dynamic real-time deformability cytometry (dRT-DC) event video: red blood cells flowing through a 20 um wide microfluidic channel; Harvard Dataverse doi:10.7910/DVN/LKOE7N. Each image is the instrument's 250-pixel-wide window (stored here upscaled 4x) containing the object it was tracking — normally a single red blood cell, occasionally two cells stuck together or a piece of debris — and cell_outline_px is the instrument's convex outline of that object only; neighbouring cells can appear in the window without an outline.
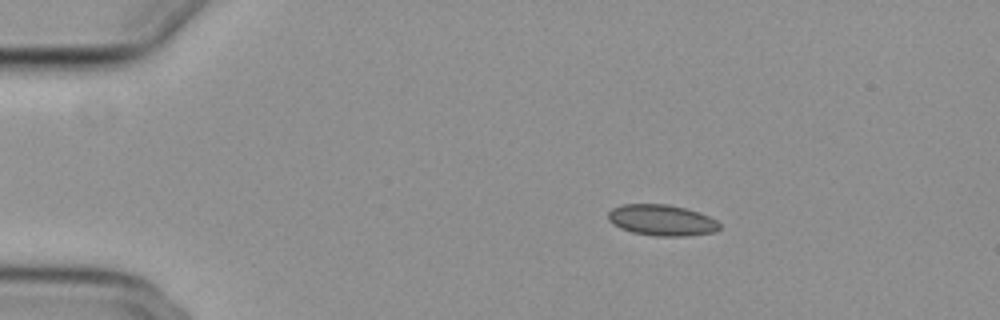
{"species": "common noctule bat (a hibernating species)", "species_latin": "Nyctalus noctula", "temperature_condition": "cold", "stored_images_in_passage": 26, "camera_frame_rate_fps": 3000, "um_per_image_px": 0.085, "animal": {"sex": "female", "body_mass_g": 29.2, "forearm_length_mm": 56.3}, "frame": {"image": 1, "passage_image": 4, "time_ms": 1.0, "image_size_px": [1000, 320], "cell_outline_px": [[720, 228], [716, 232], [688, 236], [656, 236], [632, 232], [620, 228], [612, 224], [608, 220], [608, 212], [612, 208], [624, 204], [668, 204], [700, 212], [716, 220], [720, 224]], "centroid_in_image_um": [56.25, 18.72], "position_along_channel_um": 28.7, "area_um2": 20.29}}
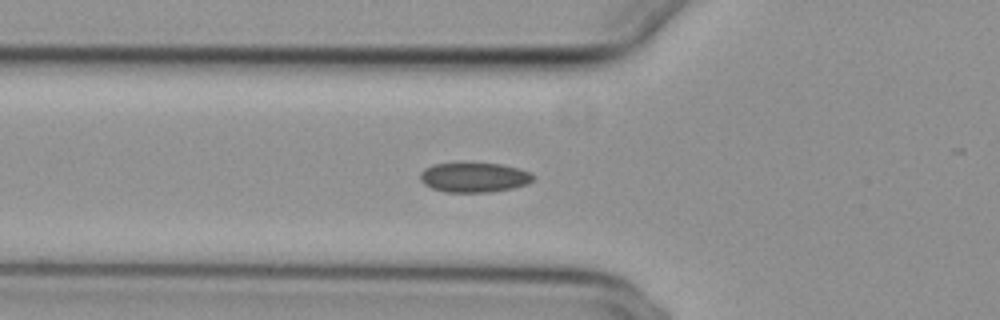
{"frame": {"image": 2, "passage_image": 14, "time_ms": 4.333, "image_size_px": [1000, 320], "cell_outline_px": [[536, 176], [528, 184], [512, 188], [488, 192], [444, 192], [432, 188], [424, 184], [420, 180], [420, 172], [424, 168], [432, 164], [464, 160], [500, 164], [516, 168], [528, 172]], "centroid_in_image_um": [40.23, 15.03], "position_along_channel_um": 85.6, "area_um2": 20.29}}
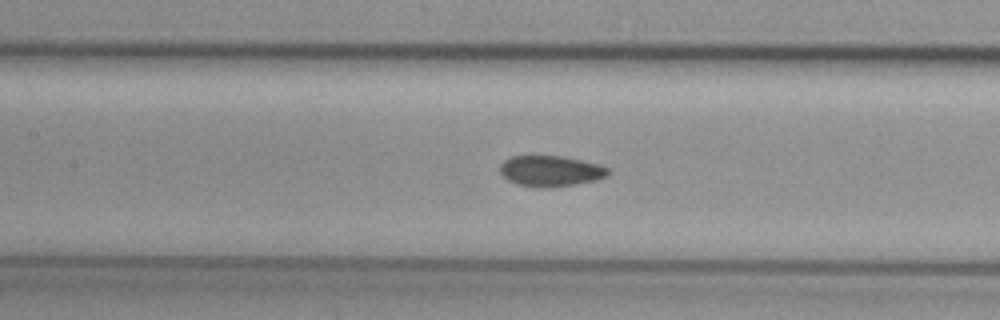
{"frame": {"image": 3, "passage_image": 20, "time_ms": 6.333, "image_size_px": [1000, 320], "cell_outline_px": [[612, 172], [608, 176], [596, 180], [576, 184], [544, 188], [516, 184], [508, 180], [500, 172], [500, 164], [504, 160], [512, 156], [564, 156], [600, 164], [612, 168]], "centroid_in_image_um": [46.87, 14.53], "position_along_channel_um": 160.5, "area_um2": 19.65}}